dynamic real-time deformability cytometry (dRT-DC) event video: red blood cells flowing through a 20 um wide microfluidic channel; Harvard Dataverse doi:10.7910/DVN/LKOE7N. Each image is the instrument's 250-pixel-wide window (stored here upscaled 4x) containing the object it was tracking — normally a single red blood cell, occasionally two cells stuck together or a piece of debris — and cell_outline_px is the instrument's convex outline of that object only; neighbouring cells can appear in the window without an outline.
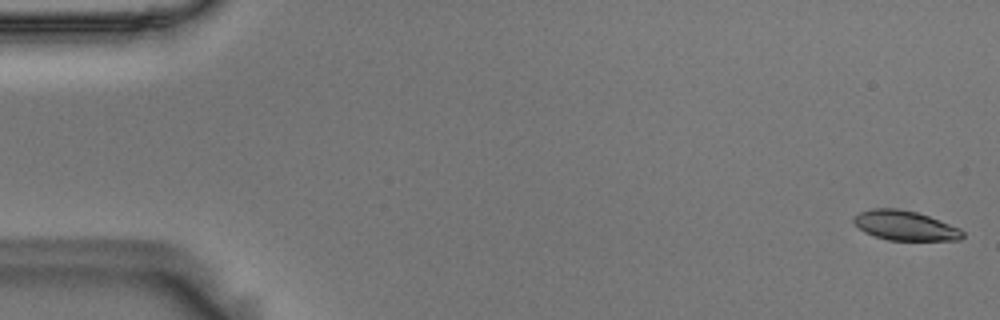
{"species": "Egyptian fruit bat (a non-hibernating species)", "species_latin": "Rousettus aegyptiacus", "temperature_condition": "room temperature", "stored_images_in_passage": 55, "camera_frame_rate_fps": 3000, "um_per_image_px": 0.085, "animal": {"sex": "male"}, "frame": {"image": 1, "passage_image": 1, "time_ms": 0.0, "image_size_px": [1000, 320], "cell_outline_px": [[964, 236], [960, 240], [888, 240], [864, 232], [852, 220], [852, 216], [860, 212], [876, 208], [896, 208], [916, 212], [940, 220], [960, 228], [964, 232]], "centroid_in_image_um": [76.94, 19.17], "position_along_channel_um": 8.1, "area_um2": 18.73}}
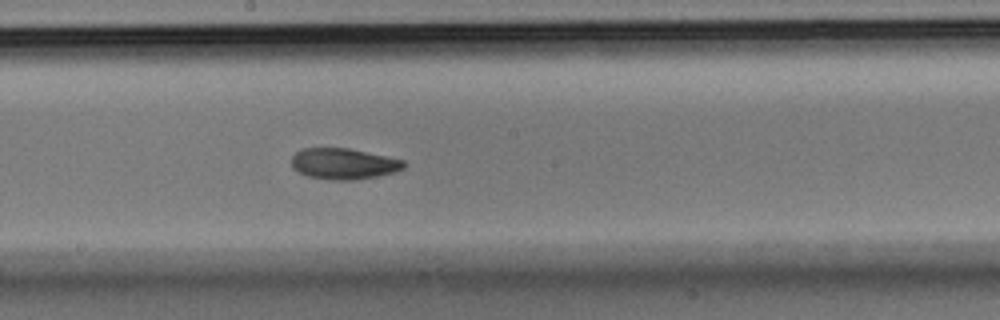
{"frame": {"image": 2, "passage_image": 30, "time_ms": 9.667, "image_size_px": [1000, 320], "cell_outline_px": [[404, 168], [396, 172], [356, 180], [332, 180], [308, 176], [296, 172], [292, 168], [292, 156], [300, 148], [348, 148], [404, 160]], "centroid_in_image_um": [29.17, 13.92], "position_along_channel_um": 219.0, "area_um2": 20.35}}
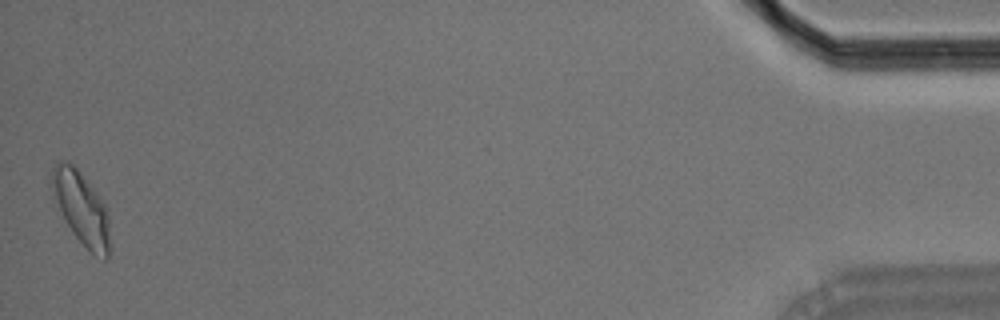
{"frame": {"image": 3, "passage_image": 55, "time_ms": 18.0, "image_size_px": [1000, 320], "cell_outline_px": [[112, 248], [108, 256], [104, 260], [88, 252], [72, 232], [64, 220], [48, 184], [52, 168], [56, 160], [68, 160], [76, 168], [96, 192], [104, 204], [108, 216]], "centroid_in_image_um": [6.9, 17.72], "position_along_channel_um": 428.3, "area_um2": 25.32}, "authors_computed_cell_mechanics": {"area_um2": 20.3456, "velocity_mm_per_s": 3.6159, "shape_relaxation_time_tau1_ms": 5.7974, "shape_relaxation_time_tau2_ms": 5.2252, "deformation_change_tau1": 0.1549, "deformation_change_tau2": 0.1101}}